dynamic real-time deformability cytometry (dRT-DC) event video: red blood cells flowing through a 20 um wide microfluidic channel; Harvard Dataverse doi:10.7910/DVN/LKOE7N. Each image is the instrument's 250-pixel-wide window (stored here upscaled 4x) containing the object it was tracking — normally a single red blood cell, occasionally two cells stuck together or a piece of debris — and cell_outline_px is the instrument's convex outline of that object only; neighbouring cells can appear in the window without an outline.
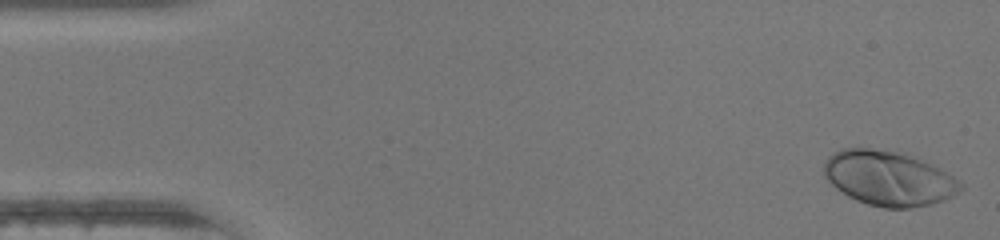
{"species": "human", "species_latin": "Homo sapiens", "temperature_condition": "warm", "stored_images_in_passage": 46, "camera_frame_rate_fps": 3000, "um_per_image_px": 0.085, "donor": {"sex": "female"}, "frame": {"image": 1, "passage_image": 1, "time_ms": 0.0, "image_size_px": [1000, 240], "cell_outline_px": [[964, 188], [952, 196], [944, 200], [932, 204], [912, 208], [884, 208], [868, 204], [856, 200], [848, 196], [836, 188], [824, 176], [824, 160], [828, 156], [840, 148], [872, 148], [896, 152], [920, 160], [940, 168], [964, 184]], "centroid_in_image_um": [75.52, 15.17], "position_along_channel_um": 9.5, "area_um2": 43.41}}
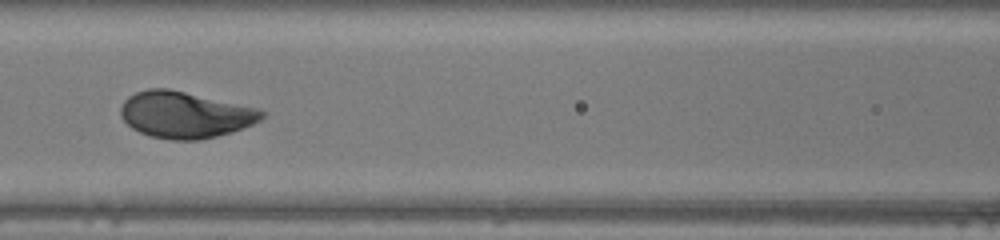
{"frame": {"image": 2, "passage_image": 20, "time_ms": 6.333, "image_size_px": [1000, 240], "cell_outline_px": [[264, 116], [260, 120], [252, 124], [232, 132], [200, 140], [168, 140], [152, 136], [140, 132], [132, 128], [120, 116], [120, 108], [124, 100], [128, 96], [136, 92], [148, 88], [168, 88], [260, 108], [264, 112]], "centroid_in_image_um": [15.72, 9.75], "position_along_channel_um": 150.9, "area_um2": 38.32}}
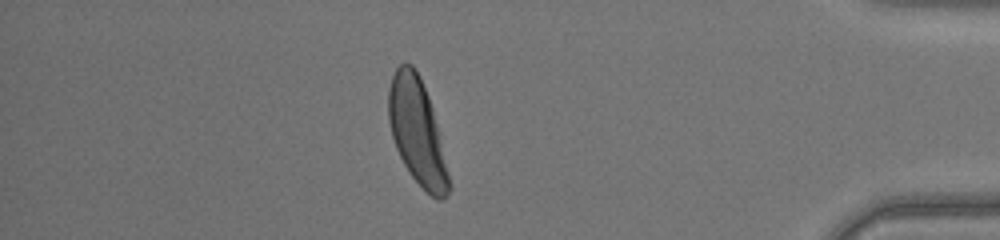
{"frame": {"image": 3, "passage_image": 40, "time_ms": 13.0, "image_size_px": [1000, 240], "cell_outline_px": [[452, 188], [448, 196], [444, 200], [436, 200], [408, 172], [396, 148], [392, 136], [388, 120], [388, 88], [392, 76], [396, 68], [400, 64], [412, 64], [420, 76], [428, 96], [432, 108], [452, 184]], "centroid_in_image_um": [35.47, 11.22], "position_along_channel_um": 399.7, "area_um2": 37.17}, "authors_computed_cell_mechanics": {"area_um2": 37.859, "velocity_mm_per_s": 4.3951, "shape_relaxation_time_tau1_ms": 1.7816, "shape_relaxation_time_tau2_ms": null, "deformation_change_tau1": 0.1582, "deformation_change_tau2": null}}